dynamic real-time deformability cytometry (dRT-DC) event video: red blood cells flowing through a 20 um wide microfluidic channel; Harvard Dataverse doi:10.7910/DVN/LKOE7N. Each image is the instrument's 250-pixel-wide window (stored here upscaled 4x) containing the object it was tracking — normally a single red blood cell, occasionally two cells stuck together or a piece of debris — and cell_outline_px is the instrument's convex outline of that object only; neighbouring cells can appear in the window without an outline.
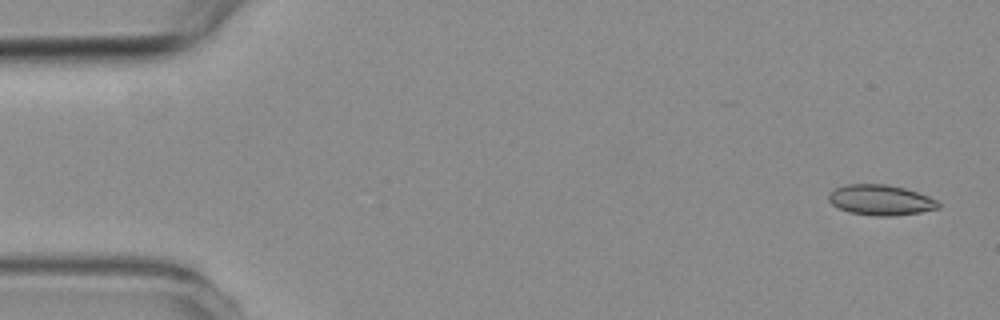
{"species": "common noctule bat (a hibernating species)", "species_latin": "Nyctalus noctula", "temperature_condition": "room temperature", "stored_images_in_passage": 4, "camera_frame_rate_fps": 3000, "um_per_image_px": 0.085, "animal": {"sex": "female", "body_mass_g": 19.3, "forearm_length_mm": 54.1}, "frame": {"image": 1, "passage_image": 1, "time_ms": 0.0, "image_size_px": [1000, 320], "cell_outline_px": [[940, 208], [920, 212], [892, 216], [876, 216], [848, 212], [832, 204], [828, 200], [828, 192], [844, 184], [888, 184], [904, 188], [928, 196], [936, 200], [940, 204]], "centroid_in_image_um": [74.83, 17.0], "position_along_channel_um": 10.2, "area_um2": 19.48}}
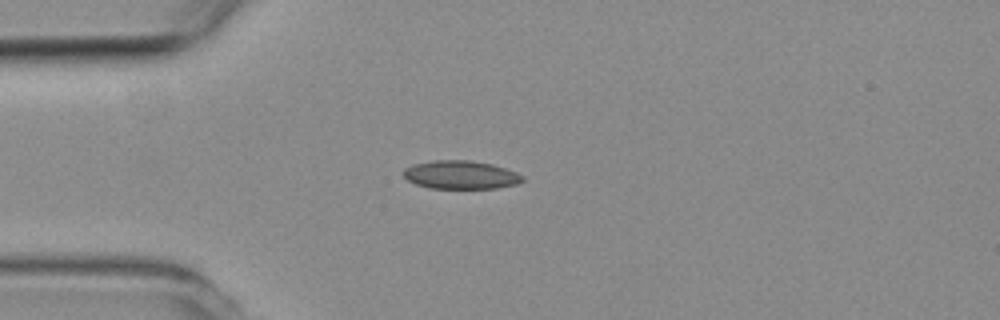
{"frame": {"image": 2, "passage_image": 4, "time_ms": 3.667, "image_size_px": [1000, 320], "cell_outline_px": [[524, 180], [516, 184], [496, 188], [428, 188], [416, 184], [408, 180], [404, 176], [404, 168], [412, 164], [432, 160], [472, 160], [492, 164], [516, 172], [524, 176]], "centroid_in_image_um": [39.15, 14.85], "position_along_channel_um": 45.9, "area_um2": 19.71}}